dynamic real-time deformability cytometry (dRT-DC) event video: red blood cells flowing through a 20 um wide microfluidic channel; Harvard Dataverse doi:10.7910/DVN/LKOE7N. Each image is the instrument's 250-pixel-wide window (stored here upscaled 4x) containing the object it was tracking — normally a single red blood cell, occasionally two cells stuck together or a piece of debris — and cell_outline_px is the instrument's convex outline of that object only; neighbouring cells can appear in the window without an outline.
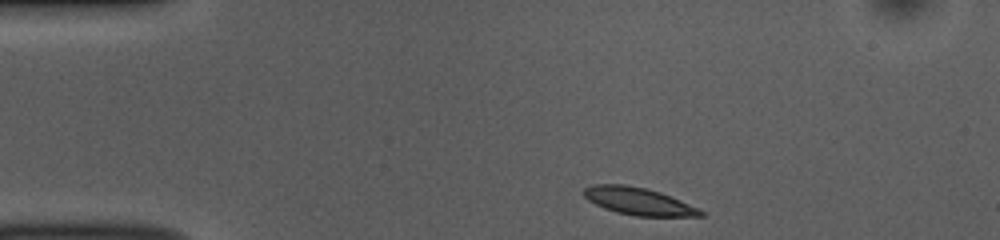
{"species": "common noctule bat (a hibernating species)", "species_latin": "Nyctalus noctula", "temperature_condition": "room temperature", "stored_images_in_passage": 43, "camera_frame_rate_fps": 3000, "um_per_image_px": 0.085, "animal": {"sex": "female", "body_mass_g": 10.0, "forearm_length_mm": 53.1}, "frame": {"image": 1, "passage_image": 1, "time_ms": 0.0, "image_size_px": [1000, 240], "cell_outline_px": [[704, 216], [636, 216], [616, 212], [604, 208], [588, 200], [580, 192], [584, 188], [592, 184], [624, 184], [644, 188], [660, 192], [680, 200], [704, 212]], "centroid_in_image_um": [54.2, 17.1], "position_along_channel_um": 30.8, "area_um2": 18.5}}
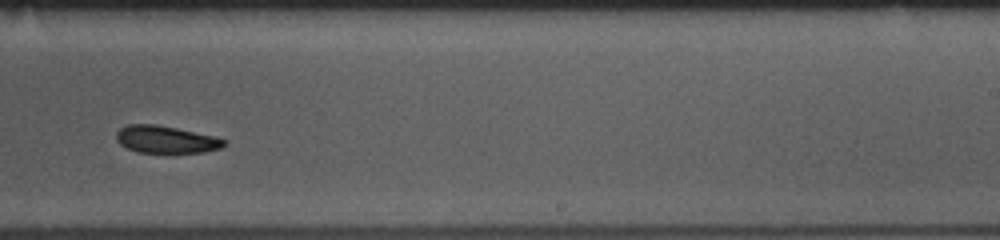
{"frame": {"image": 2, "passage_image": 24, "time_ms": 7.667, "image_size_px": [1000, 240], "cell_outline_px": [[228, 144], [220, 148], [204, 152], [172, 156], [136, 152], [120, 144], [116, 140], [116, 132], [120, 128], [128, 124], [156, 124], [176, 128], [212, 136], [228, 140]], "centroid_in_image_um": [14.12, 11.91], "position_along_channel_um": 274.9, "area_um2": 18.03}}
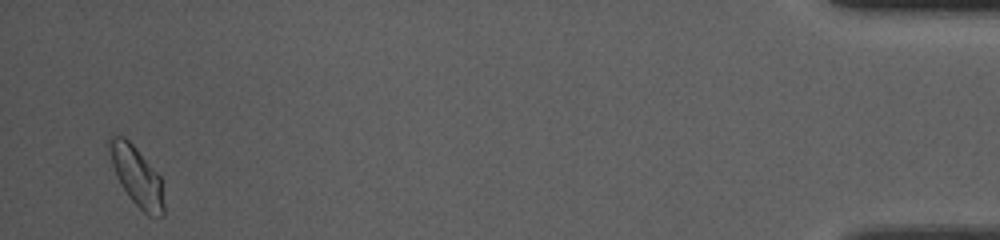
{"frame": {"image": 3, "passage_image": 42, "time_ms": 13.667, "image_size_px": [1000, 240], "cell_outline_px": [[164, 216], [148, 216], [132, 200], [120, 184], [112, 164], [108, 148], [108, 136], [124, 136], [136, 148], [160, 176], [164, 204]], "centroid_in_image_um": [11.62, 14.97], "position_along_channel_um": 423.6, "area_um2": 18.61}, "authors_computed_cell_mechanics": {"area_um2": 18.6694, "velocity_mm_per_s": 3.8347, "shape_relaxation_time_tau1_ms": 3.8117, "shape_relaxation_time_tau2_ms": 3.4181, "deformation_change_tau1": 0.0914, "deformation_change_tau2": 0.0798}}